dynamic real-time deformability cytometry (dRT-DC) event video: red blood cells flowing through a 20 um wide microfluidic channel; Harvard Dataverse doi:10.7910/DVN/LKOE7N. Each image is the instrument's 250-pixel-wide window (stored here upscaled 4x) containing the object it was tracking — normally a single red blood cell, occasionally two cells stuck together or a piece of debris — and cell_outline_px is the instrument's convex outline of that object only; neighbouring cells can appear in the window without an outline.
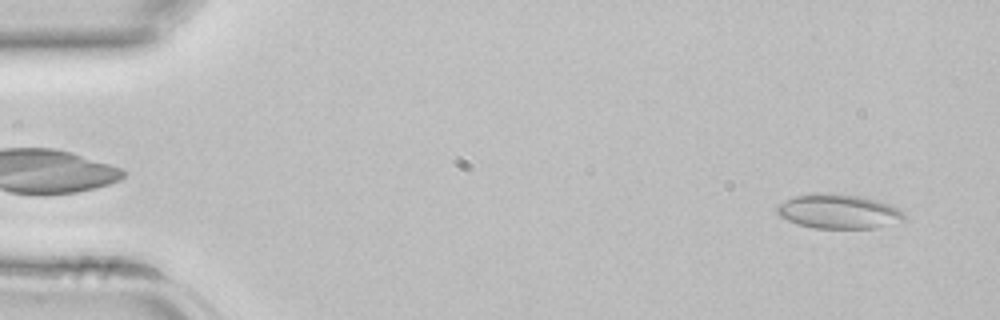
{"species": "common noctule bat (a hibernating species)", "species_latin": "Nyctalus noctula", "temperature_condition": "room temperature", "stored_images_in_passage": 40, "camera_frame_rate_fps": 3000, "um_per_image_px": 0.085, "animal": {"sex": "female", "body_mass_g": 22.7, "forearm_length_mm": 54.2}, "frame": {"image": 1, "passage_image": 1, "time_ms": 0.0, "image_size_px": [1000, 320], "cell_outline_px": [[904, 220], [876, 228], [816, 228], [796, 224], [780, 216], [776, 212], [776, 208], [780, 204], [796, 196], [860, 196], [876, 200], [900, 208], [904, 212]], "centroid_in_image_um": [71.34, 18.03], "position_along_channel_um": 13.7, "area_um2": 24.39}}
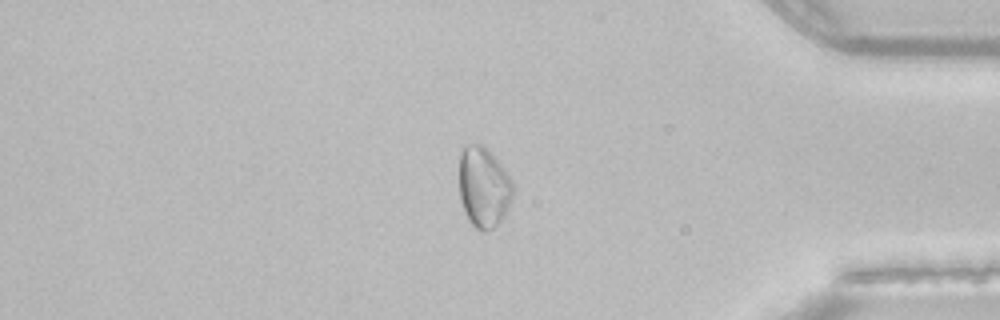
{"frame": {"image": 2, "passage_image": 34, "time_ms": 11.0, "image_size_px": [1000, 320], "cell_outline_px": [[512, 196], [504, 216], [492, 228], [484, 232], [476, 228], [468, 220], [460, 196], [460, 152], [468, 144], [484, 144], [492, 152], [512, 180]], "centroid_in_image_um": [41.11, 15.88], "position_along_channel_um": 394.1, "area_um2": 24.97}}